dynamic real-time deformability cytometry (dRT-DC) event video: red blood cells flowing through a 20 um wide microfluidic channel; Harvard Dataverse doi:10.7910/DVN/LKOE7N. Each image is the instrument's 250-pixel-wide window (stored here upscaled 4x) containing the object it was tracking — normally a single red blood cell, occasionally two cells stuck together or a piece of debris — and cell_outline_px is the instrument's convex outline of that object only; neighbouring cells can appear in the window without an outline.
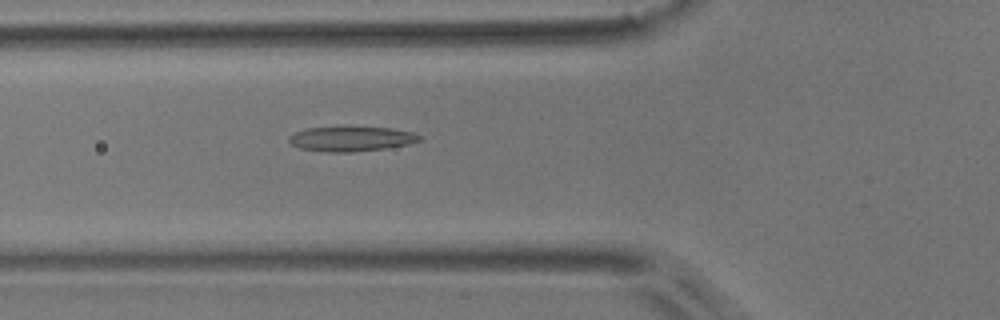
{"species": "common noctule bat (a hibernating species)", "species_latin": "Nyctalus noctula", "temperature_condition": "room temperature", "stored_images_in_passage": 2, "camera_frame_rate_fps": 3000, "um_per_image_px": 0.085, "animal": {"sex": "male", "body_mass_g": 17.9}, "frame": {"image": 1, "passage_image": 2, "time_ms": 0.333, "image_size_px": [1000, 320], "cell_outline_px": [[424, 140], [408, 144], [384, 148], [352, 152], [320, 152], [300, 148], [292, 144], [288, 140], [288, 136], [296, 132], [308, 128], [344, 124], [392, 128], [416, 132], [424, 136]], "centroid_in_image_um": [29.9, 11.75], "position_along_channel_um": 95.9, "area_um2": 20.0}}